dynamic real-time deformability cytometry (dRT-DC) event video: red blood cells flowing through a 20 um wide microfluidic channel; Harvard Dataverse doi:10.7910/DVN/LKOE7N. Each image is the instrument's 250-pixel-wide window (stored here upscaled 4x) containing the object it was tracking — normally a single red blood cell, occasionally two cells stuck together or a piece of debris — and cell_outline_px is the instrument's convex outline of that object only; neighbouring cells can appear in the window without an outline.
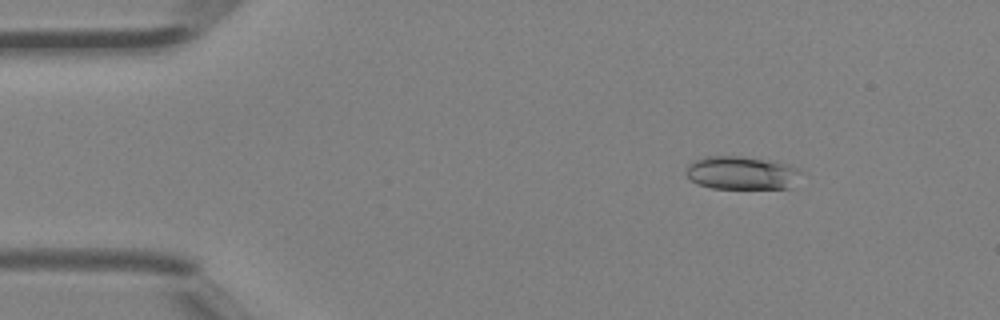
{"species": "Egyptian fruit bat (a non-hibernating species)", "species_latin": "Rousettus aegyptiacus", "temperature_condition": "room temperature", "stored_images_in_passage": 41, "camera_frame_rate_fps": 3000, "um_per_image_px": 0.085, "animal": {"sex": "female"}, "frame": {"image": 1, "passage_image": 2, "time_ms": 0.333, "image_size_px": [1000, 320], "cell_outline_px": [[804, 172], [792, 188], [712, 188], [696, 184], [688, 176], [688, 164], [692, 160], [704, 156], [740, 156], [788, 164]], "centroid_in_image_um": [63.07, 14.7], "position_along_channel_um": 21.9, "area_um2": 22.31}}
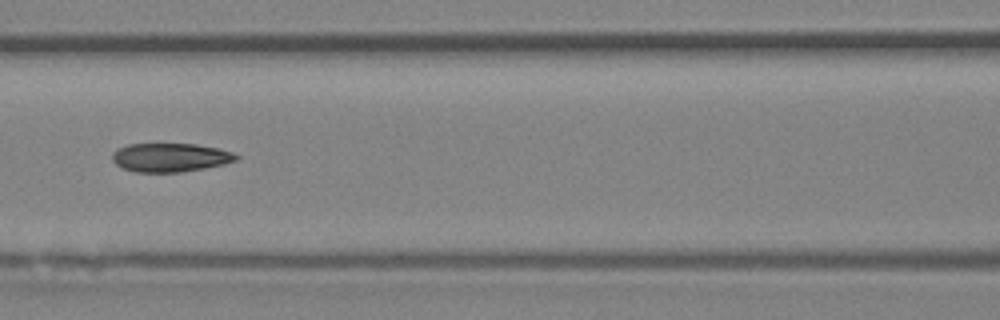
{"frame": {"image": 2, "passage_image": 16, "time_ms": 5.0, "image_size_px": [1000, 320], "cell_outline_px": [[240, 156], [236, 160], [224, 164], [204, 168], [180, 172], [136, 172], [124, 168], [116, 164], [112, 160], [112, 152], [116, 148], [128, 144], [196, 144], [216, 148], [232, 152]], "centroid_in_image_um": [14.45, 13.38], "position_along_channel_um": 152.2, "area_um2": 20.69}}
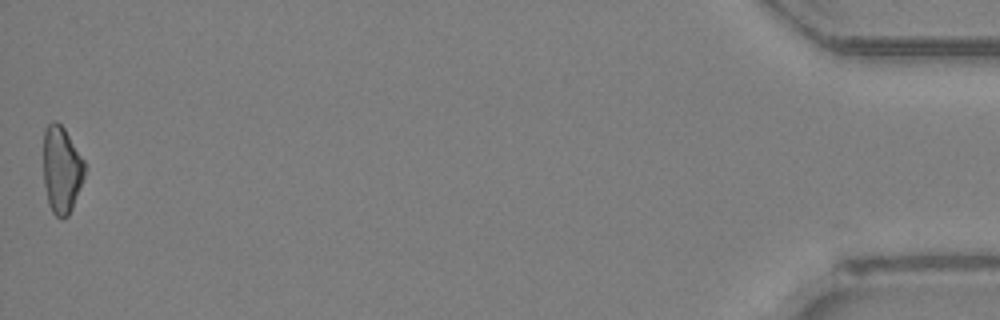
{"frame": {"image": 3, "passage_image": 41, "time_ms": 13.333, "image_size_px": [1000, 320], "cell_outline_px": [[84, 176], [72, 208], [68, 216], [60, 220], [52, 212], [48, 204], [44, 184], [44, 128], [52, 120], [56, 120], [64, 128], [84, 160]], "centroid_in_image_um": [5.21, 14.43], "position_along_channel_um": 430.0, "area_um2": 20.87}, "authors_computed_cell_mechanics": {"area_um2": 20.9814, "velocity_mm_per_s": 4.5448, "shape_relaxation_time_tau1_ms": null, "shape_relaxation_time_tau2_ms": 3.0432, "deformation_change_tau1": null, "deformation_change_tau2": 0.1163}}